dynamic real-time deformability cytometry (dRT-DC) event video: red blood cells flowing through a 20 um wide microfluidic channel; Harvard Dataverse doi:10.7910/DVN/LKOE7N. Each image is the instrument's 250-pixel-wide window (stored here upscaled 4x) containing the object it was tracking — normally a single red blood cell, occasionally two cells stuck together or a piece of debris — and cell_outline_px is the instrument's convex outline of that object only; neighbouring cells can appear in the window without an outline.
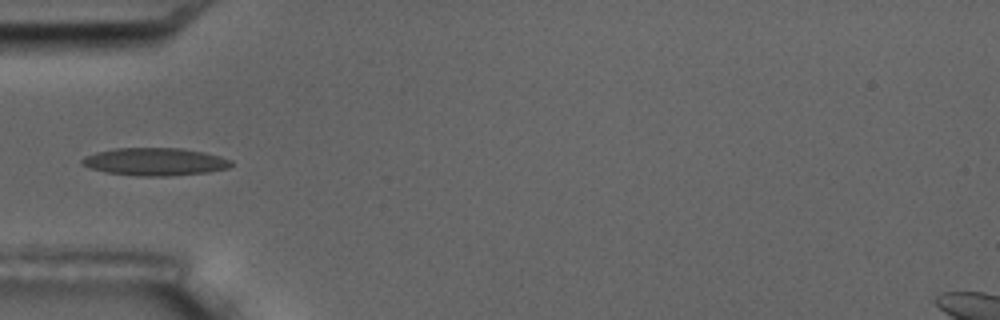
{"species": "common noctule bat (a hibernating species)", "species_latin": "Nyctalus noctula", "temperature_condition": "room temperature", "stored_images_in_passage": 17, "camera_frame_rate_fps": 3000, "um_per_image_px": 0.085, "animal": {"sex": "male", "body_mass_g": 17.5, "forearm_length_mm": 52.3}, "frame": {"image": 1, "passage_image": 6, "time_ms": 5.667, "image_size_px": [1000, 320], "cell_outline_px": [[232, 164], [228, 168], [208, 172], [172, 176], [136, 176], [104, 172], [88, 168], [80, 160], [84, 156], [96, 152], [116, 148], [180, 148], [204, 152], [220, 156], [232, 160]], "centroid_in_image_um": [13.16, 13.75], "position_along_channel_um": 71.8, "area_um2": 24.22}}
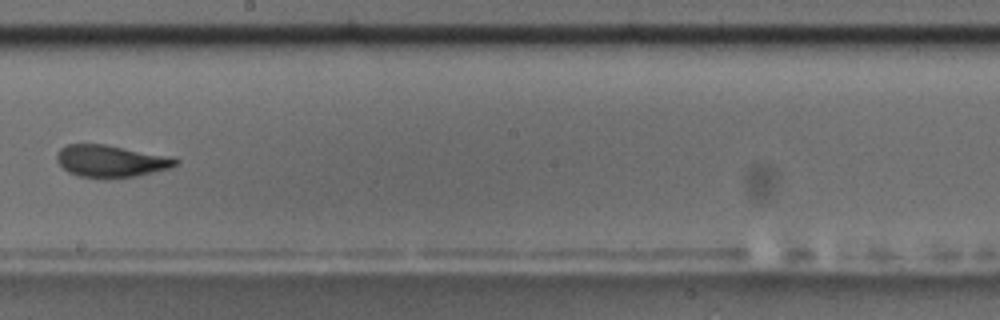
{"frame": {"image": 2, "passage_image": 10, "time_ms": 10.333, "image_size_px": [1000, 320], "cell_outline_px": [[180, 160], [176, 164], [168, 168], [136, 176], [104, 180], [80, 176], [68, 172], [56, 160], [56, 152], [60, 148], [68, 144], [104, 144], [172, 156]], "centroid_in_image_um": [9.4, 13.7], "position_along_channel_um": 238.8, "area_um2": 22.48}, "authors_computed_cell_mechanics": {"area_um2": 22.0218, "velocity_mm_per_s": 3.5895, "shape_relaxation_time_tau1_ms": 6.6704, "shape_relaxation_time_tau2_ms": 2.0064, "deformation_change_tau1": 0.19, "deformation_change_tau2": 0.1036}}